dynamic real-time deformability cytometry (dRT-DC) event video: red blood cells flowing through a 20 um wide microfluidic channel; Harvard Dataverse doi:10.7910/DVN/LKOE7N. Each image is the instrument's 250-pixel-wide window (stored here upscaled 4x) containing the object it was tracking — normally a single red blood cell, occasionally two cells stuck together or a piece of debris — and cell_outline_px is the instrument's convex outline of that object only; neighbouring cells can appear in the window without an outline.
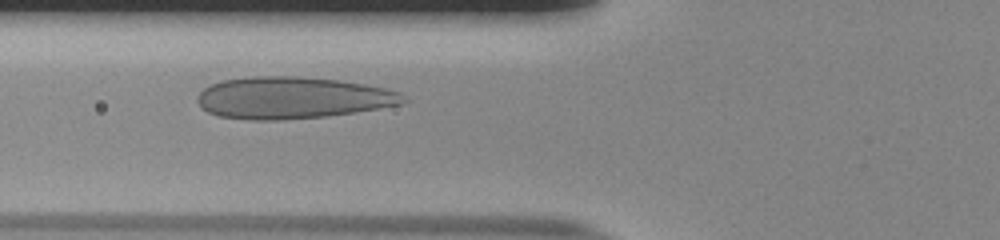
{"species": "human", "species_latin": "Homo sapiens", "temperature_condition": "room temperature", "stored_images_in_passage": 35, "camera_frame_rate_fps": 3000, "um_per_image_px": 0.085, "donor": {"sex": "male"}, "frame": {"image": 1, "passage_image": 10, "time_ms": 3.0, "image_size_px": [1000, 240], "cell_outline_px": [[408, 100], [404, 104], [356, 112], [328, 116], [284, 120], [252, 120], [220, 116], [208, 112], [196, 100], [196, 96], [204, 88], [212, 84], [224, 80], [252, 76], [296, 76], [340, 80], [364, 84], [384, 88], [400, 92]], "centroid_in_image_um": [24.89, 8.31], "position_along_channel_um": 100.9, "area_um2": 50.34}}
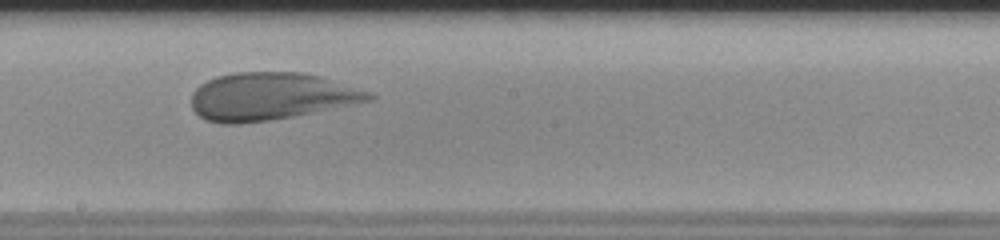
{"frame": {"image": 2, "passage_image": 20, "time_ms": 6.333, "image_size_px": [1000, 240], "cell_outline_px": [[376, 96], [372, 100], [292, 116], [268, 120], [240, 124], [220, 124], [208, 120], [200, 116], [192, 108], [192, 92], [200, 84], [216, 76], [232, 72], [300, 72], [320, 76], [372, 92]], "centroid_in_image_um": [22.99, 8.18], "position_along_channel_um": 225.2, "area_um2": 48.96}}
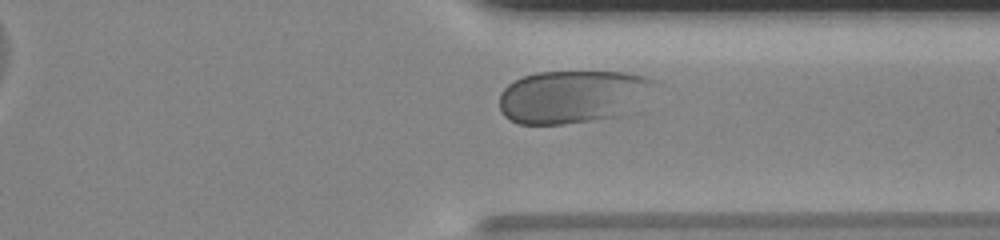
{"frame": {"image": 3, "passage_image": 31, "time_ms": 10.0, "image_size_px": [1000, 240], "cell_outline_px": [[660, 84], [640, 112], [632, 116], [560, 124], [520, 124], [504, 116], [500, 108], [500, 92], [508, 84], [524, 76], [536, 72], [624, 72], [648, 76], [660, 80]], "centroid_in_image_um": [48.93, 8.23], "position_along_channel_um": 362.5, "area_um2": 50.0}, "authors_computed_cell_mechanics": {"area_um2": 49.0722, "velocity_mm_per_s": 3.7346, "shape_relaxation_time_tau1_ms": 6.7879, "shape_relaxation_time_tau2_ms": null, "deformation_change_tau1": 0.1884, "deformation_change_tau2": null}}